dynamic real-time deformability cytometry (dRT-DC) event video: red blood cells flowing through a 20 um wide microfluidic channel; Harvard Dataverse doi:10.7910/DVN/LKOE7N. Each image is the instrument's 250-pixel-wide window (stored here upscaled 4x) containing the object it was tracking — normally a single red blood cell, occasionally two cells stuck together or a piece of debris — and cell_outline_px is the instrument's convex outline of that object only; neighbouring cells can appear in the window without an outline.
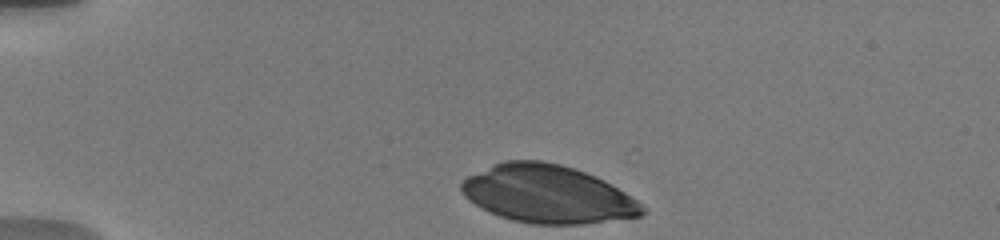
{"species": "human", "species_latin": "Homo sapiens", "temperature_condition": "warm", "stored_images_in_passage": 32, "camera_frame_rate_fps": 3000, "um_per_image_px": 0.085, "donor": {"sex": "male"}, "frame": {"image": 1, "passage_image": 1, "time_ms": 0.0, "image_size_px": [1000, 240], "cell_outline_px": [[644, 212], [640, 216], [584, 224], [528, 224], [512, 220], [500, 216], [476, 204], [464, 196], [460, 188], [460, 184], [468, 176], [504, 160], [540, 160], [560, 164], [596, 176], [612, 184], [636, 200], [644, 208]], "centroid_in_image_um": [46.54, 16.5], "position_along_channel_um": 38.5, "area_um2": 60.46}}